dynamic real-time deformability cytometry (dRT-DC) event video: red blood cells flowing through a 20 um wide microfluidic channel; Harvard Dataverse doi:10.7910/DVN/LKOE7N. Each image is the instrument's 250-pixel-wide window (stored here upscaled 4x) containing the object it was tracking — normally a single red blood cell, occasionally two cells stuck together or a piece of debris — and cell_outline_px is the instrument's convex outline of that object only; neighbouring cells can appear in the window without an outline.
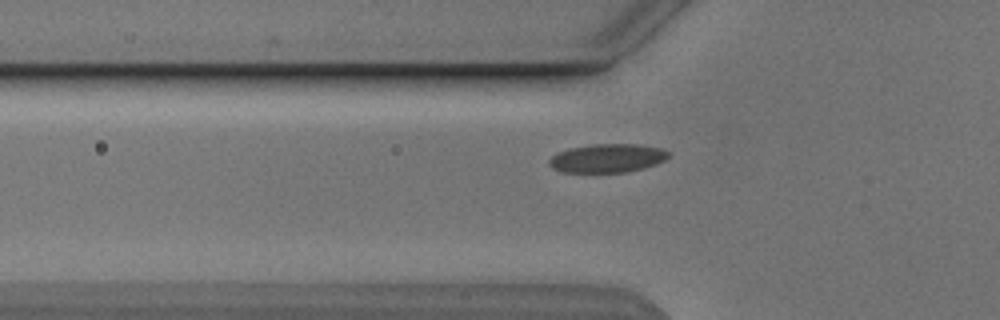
{"species": "Egyptian fruit bat (a non-hibernating species)", "species_latin": "Rousettus aegyptiacus", "temperature_condition": "cold", "stored_images_in_passage": 40, "camera_frame_rate_fps": 3000, "um_per_image_px": 0.085, "animal": {"sex": "male"}, "frame": {"image": 1, "passage_image": 7, "time_ms": 2.0, "image_size_px": [1000, 320], "cell_outline_px": [[668, 156], [664, 160], [656, 164], [644, 168], [624, 172], [560, 172], [552, 168], [548, 164], [548, 160], [556, 152], [568, 148], [592, 144], [636, 144], [660, 148], [668, 152]], "centroid_in_image_um": [51.56, 13.44], "position_along_channel_um": 74.2, "area_um2": 19.94}}
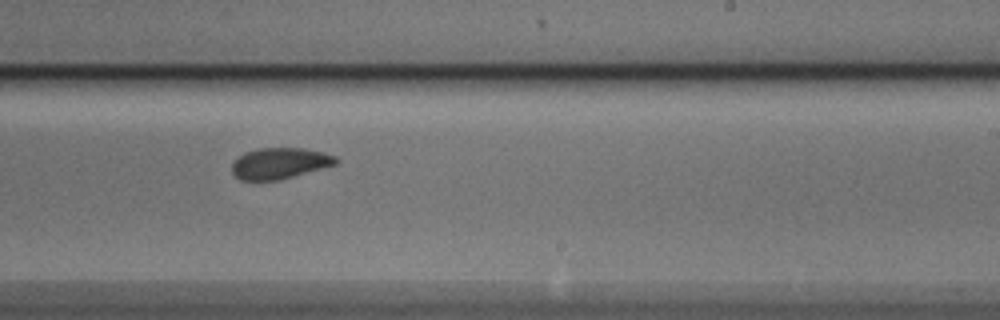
{"frame": {"image": 2, "passage_image": 22, "time_ms": 7.0, "image_size_px": [1000, 320], "cell_outline_px": [[340, 160], [336, 164], [280, 180], [240, 180], [232, 172], [232, 164], [244, 152], [260, 148], [304, 148], [324, 152], [336, 156]], "centroid_in_image_um": [23.8, 13.87], "position_along_channel_um": 265.2, "area_um2": 18.79}}
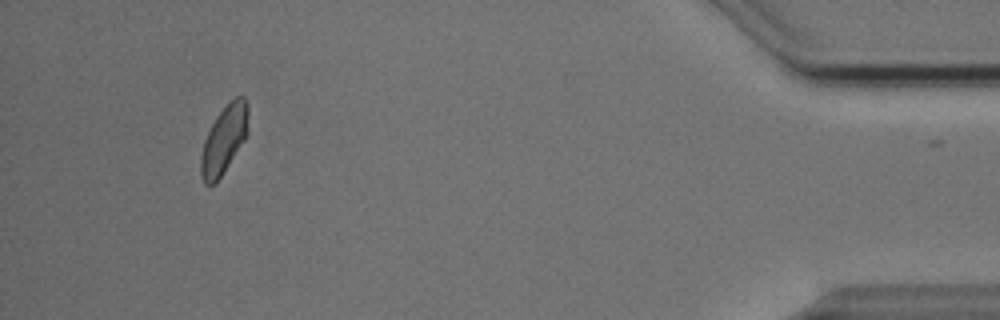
{"frame": {"image": 3, "passage_image": 39, "time_ms": 12.667, "image_size_px": [1000, 320], "cell_outline_px": [[248, 132], [244, 140], [216, 184], [204, 184], [200, 176], [200, 156], [204, 140], [216, 116], [236, 96], [244, 96], [248, 108]], "centroid_in_image_um": [19.02, 11.9], "position_along_channel_um": 416.2, "area_um2": 18.67}, "authors_computed_cell_mechanics": {"area_um2": 19.3341, "velocity_mm_per_s": 3.8265, "shape_relaxation_time_tau1_ms": 9.3159, "shape_relaxation_time_tau2_ms": 2.6957, "deformation_change_tau1": 0.1615, "deformation_change_tau2": 0.0364}}